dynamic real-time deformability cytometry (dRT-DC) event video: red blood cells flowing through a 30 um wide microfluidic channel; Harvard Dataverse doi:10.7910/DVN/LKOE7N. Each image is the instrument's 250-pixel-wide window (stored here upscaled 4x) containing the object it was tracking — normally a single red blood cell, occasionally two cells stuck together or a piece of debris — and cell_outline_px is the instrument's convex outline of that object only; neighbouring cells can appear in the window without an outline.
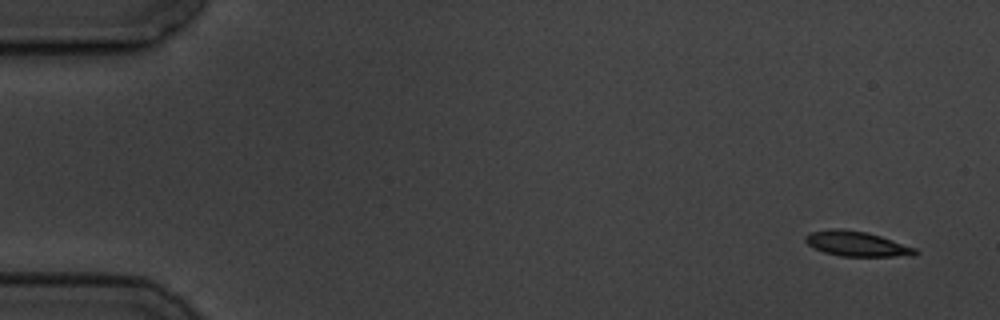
{"species": "common noctule bat (a hibernating species)", "species_latin": "Nyctalus noctula", "temperature_condition": "cold", "stored_images_in_passage": 5, "camera_frame_rate_fps": 3000, "um_per_image_px": 0.085, "animal": {"sex": "male", "body_mass_g": 19.5, "forearm_length_mm": 54.6}, "frame": {"image": 1, "passage_image": 1, "time_ms": 0.0, "image_size_px": [1000, 320], "cell_outline_px": [[920, 252], [916, 256], [840, 256], [824, 252], [808, 244], [804, 240], [804, 236], [808, 232], [836, 228], [840, 228], [868, 232], [916, 248]], "centroid_in_image_um": [72.83, 20.72], "position_along_channel_um": 12.2, "area_um2": 16.07}}
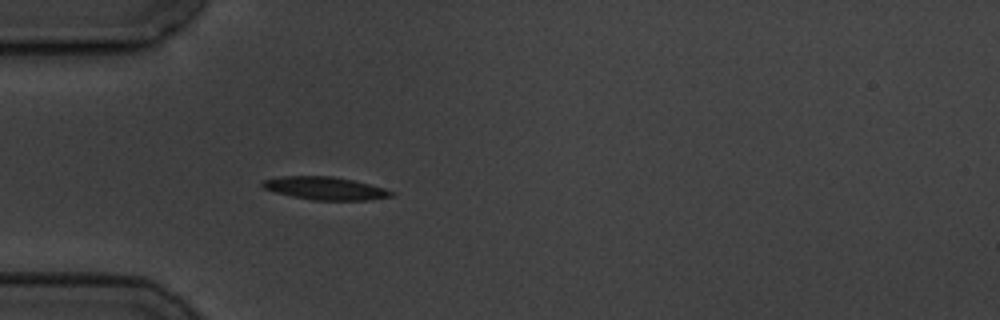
{"frame": {"image": 2, "passage_image": 5, "time_ms": 4.667, "image_size_px": [1000, 320], "cell_outline_px": [[396, 192], [392, 196], [368, 200], [312, 200], [292, 196], [276, 192], [264, 188], [260, 184], [264, 180], [280, 176], [332, 176], [352, 180], [384, 188]], "centroid_in_image_um": [27.64, 16.0], "position_along_channel_um": 57.4, "area_um2": 17.05}}